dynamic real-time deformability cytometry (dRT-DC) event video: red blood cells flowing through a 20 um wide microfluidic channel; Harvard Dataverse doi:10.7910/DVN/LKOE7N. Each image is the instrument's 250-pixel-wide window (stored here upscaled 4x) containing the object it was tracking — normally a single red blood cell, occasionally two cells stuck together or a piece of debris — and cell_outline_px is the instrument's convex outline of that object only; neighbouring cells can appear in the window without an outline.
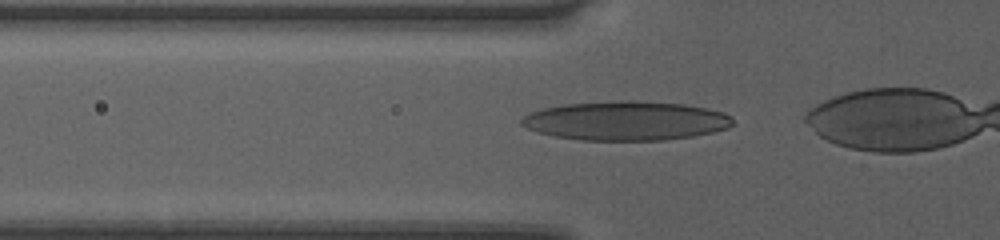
{"species": "human", "species_latin": "Homo sapiens", "temperature_condition": "room temperature", "stored_images_in_passage": 25, "camera_frame_rate_fps": 3000, "um_per_image_px": 0.085, "donor": {"sex": "female"}, "frame": {"image": 1, "passage_image": 2, "time_ms": 0.333, "image_size_px": [1000, 240], "cell_outline_px": [[732, 124], [728, 128], [712, 132], [692, 136], [664, 140], [580, 140], [556, 136], [536, 132], [520, 124], [520, 120], [524, 116], [532, 112], [544, 108], [560, 104], [620, 100], [632, 100], [684, 104], [724, 112], [732, 116]], "centroid_in_image_um": [53.19, 10.26], "position_along_channel_um": 72.6, "area_um2": 48.21}}
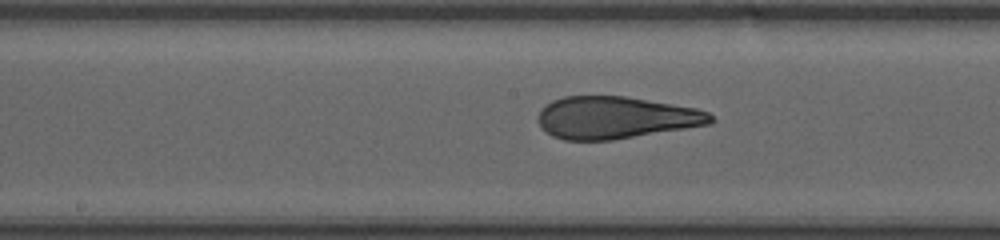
{"frame": {"image": 2, "passage_image": 11, "time_ms": 3.333, "image_size_px": [1000, 240], "cell_outline_px": [[716, 120], [708, 124], [612, 140], [564, 140], [552, 136], [540, 124], [540, 108], [552, 100], [564, 96], [628, 96], [696, 108], [708, 112]], "centroid_in_image_um": [52.33, 9.98], "position_along_channel_um": 195.9, "area_um2": 42.14}}
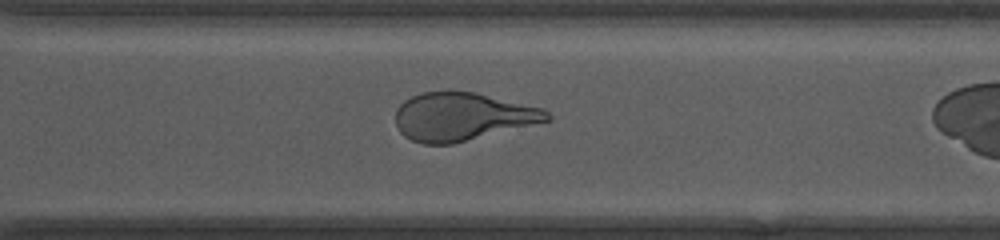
{"frame": {"image": 3, "passage_image": 21, "time_ms": 6.667, "image_size_px": [1000, 240], "cell_outline_px": [[552, 120], [452, 144], [424, 144], [412, 140], [404, 136], [400, 132], [396, 124], [396, 108], [404, 100], [420, 92], [476, 92], [544, 108], [552, 116]], "centroid_in_image_um": [39.31, 9.91], "position_along_channel_um": 331.3, "area_um2": 42.43}}